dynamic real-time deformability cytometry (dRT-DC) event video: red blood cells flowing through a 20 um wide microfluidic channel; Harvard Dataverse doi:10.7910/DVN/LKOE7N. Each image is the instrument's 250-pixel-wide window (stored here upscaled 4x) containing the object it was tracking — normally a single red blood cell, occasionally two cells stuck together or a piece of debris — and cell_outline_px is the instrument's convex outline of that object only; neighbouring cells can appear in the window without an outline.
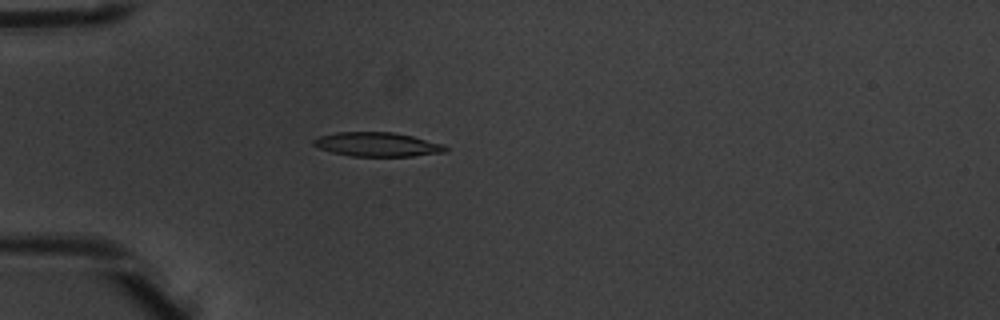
{"species": "common noctule bat (a hibernating species)", "species_latin": "Nyctalus noctula", "temperature_condition": "warm", "stored_images_in_passage": 3, "camera_frame_rate_fps": 3000, "um_per_image_px": 0.085, "animal": {"sex": "male", "body_mass_g": 20.1, "forearm_length_mm": 53.5}, "frame": {"image": 1, "passage_image": 3, "time_ms": 0.667, "image_size_px": [1000, 320], "cell_outline_px": [[448, 148], [444, 152], [412, 156], [352, 156], [332, 152], [320, 148], [312, 144], [312, 140], [320, 136], [336, 132], [392, 132], [412, 136], [444, 144]], "centroid_in_image_um": [32.06, 12.27], "position_along_channel_um": 52.9, "area_um2": 18.44}}